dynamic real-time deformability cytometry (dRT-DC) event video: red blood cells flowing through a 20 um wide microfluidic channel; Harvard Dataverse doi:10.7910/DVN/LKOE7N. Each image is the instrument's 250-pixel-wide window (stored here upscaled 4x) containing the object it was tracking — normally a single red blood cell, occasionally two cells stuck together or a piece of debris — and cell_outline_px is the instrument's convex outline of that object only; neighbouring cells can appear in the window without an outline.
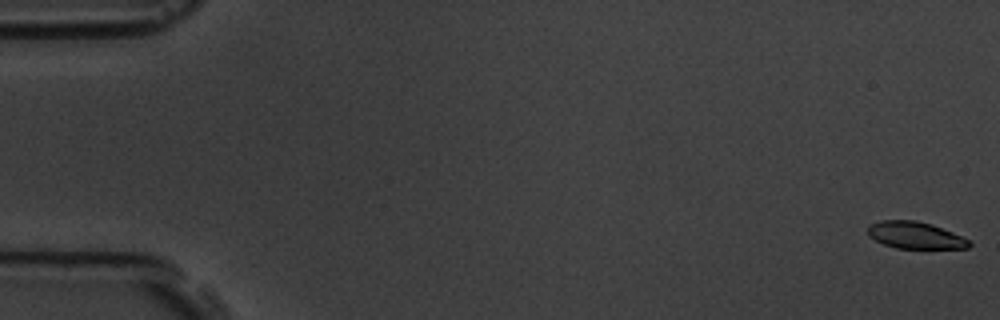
{"species": "common noctule bat (a hibernating species)", "species_latin": "Nyctalus noctula", "temperature_condition": "room temperature", "stored_images_in_passage": 12, "camera_frame_rate_fps": 3000, "um_per_image_px": 0.085, "animal": {"sex": "male", "body_mass_g": 19.5, "forearm_length_mm": 54.6}, "frame": {"image": 1, "passage_image": 1, "time_ms": 0.0, "image_size_px": [1000, 320], "cell_outline_px": [[972, 244], [968, 248], [896, 248], [884, 244], [868, 236], [868, 224], [880, 220], [916, 220], [932, 224], [952, 232], [968, 240]], "centroid_in_image_um": [77.75, 19.98], "position_along_channel_um": 7.2, "area_um2": 15.84}}